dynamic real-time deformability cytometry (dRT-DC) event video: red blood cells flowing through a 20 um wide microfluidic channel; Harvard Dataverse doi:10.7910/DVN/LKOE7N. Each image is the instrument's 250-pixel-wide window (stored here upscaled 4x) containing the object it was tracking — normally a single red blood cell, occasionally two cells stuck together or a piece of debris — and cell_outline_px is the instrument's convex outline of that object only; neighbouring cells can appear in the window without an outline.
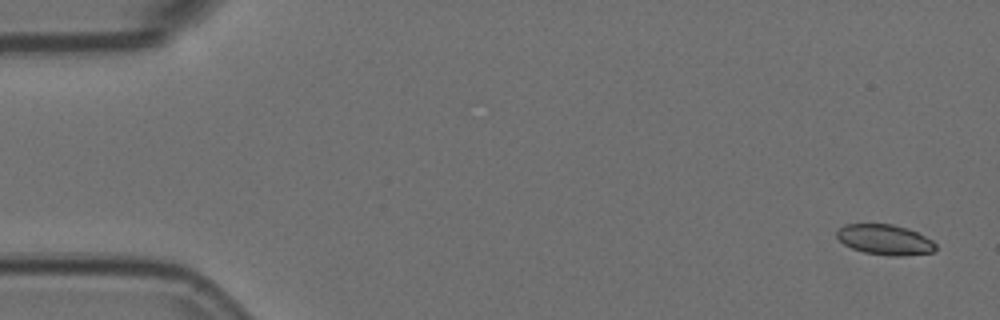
{"species": "Egyptian fruit bat (a non-hibernating species)", "species_latin": "Rousettus aegyptiacus", "temperature_condition": "room temperature", "stored_images_in_passage": 9, "camera_frame_rate_fps": 3000, "um_per_image_px": 0.085, "animal": {"sex": "female"}, "frame": {"image": 1, "passage_image": 1, "time_ms": 0.0, "image_size_px": [1000, 320], "cell_outline_px": [[936, 248], [932, 252], [904, 256], [892, 256], [864, 252], [852, 248], [844, 244], [836, 236], [836, 232], [844, 224], [892, 224], [908, 228], [932, 240], [936, 244]], "centroid_in_image_um": [75.22, 20.37], "position_along_channel_um": 9.8, "area_um2": 17.4}}
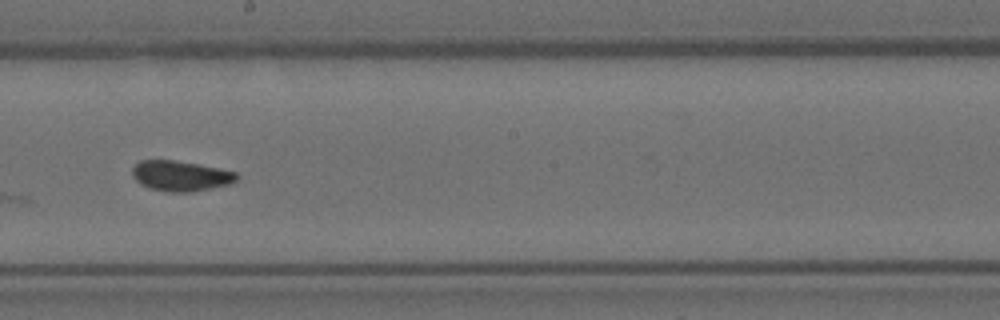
{"frame": {"image": 2, "passage_image": 9, "time_ms": 2.667, "image_size_px": [1000, 320], "cell_outline_px": [[240, 176], [232, 184], [192, 192], [168, 192], [148, 188], [140, 184], [132, 176], [132, 168], [140, 160], [172, 160], [196, 164], [236, 172]], "centroid_in_image_um": [15.35, 14.96], "position_along_channel_um": 232.9, "area_um2": 18.5}}